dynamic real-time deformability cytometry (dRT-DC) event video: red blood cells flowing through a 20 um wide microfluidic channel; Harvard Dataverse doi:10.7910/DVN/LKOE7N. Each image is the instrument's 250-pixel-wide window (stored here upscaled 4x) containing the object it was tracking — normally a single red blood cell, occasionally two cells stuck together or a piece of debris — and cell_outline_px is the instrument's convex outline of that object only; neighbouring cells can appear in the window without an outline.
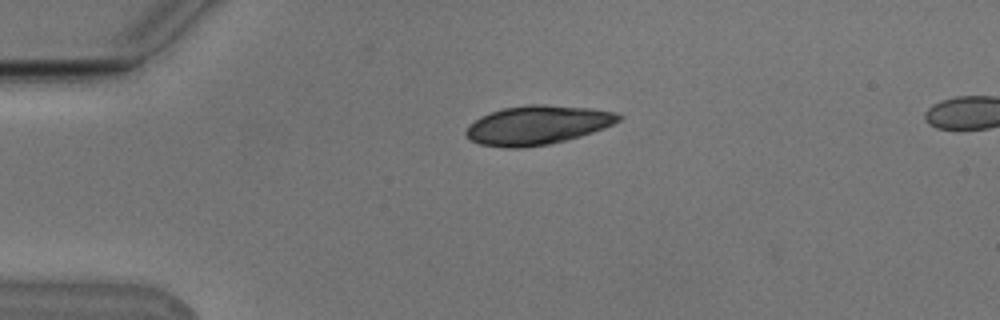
{"species": "Egyptian fruit bat (a non-hibernating species)", "species_latin": "Rousettus aegyptiacus", "temperature_condition": "cold", "stored_images_in_passage": 43, "camera_frame_rate_fps": 3000, "um_per_image_px": 0.085, "animal": {"sex": "male"}, "frame": {"image": 1, "passage_image": 1, "time_ms": 0.0, "image_size_px": [1000, 320], "cell_outline_px": [[624, 116], [620, 120], [604, 128], [580, 136], [548, 144], [520, 148], [504, 148], [480, 144], [472, 140], [464, 132], [468, 124], [480, 116], [504, 108], [532, 104], [544, 104], [592, 108], [616, 112]], "centroid_in_image_um": [45.68, 10.62], "position_along_channel_um": 39.3, "area_um2": 34.62}}
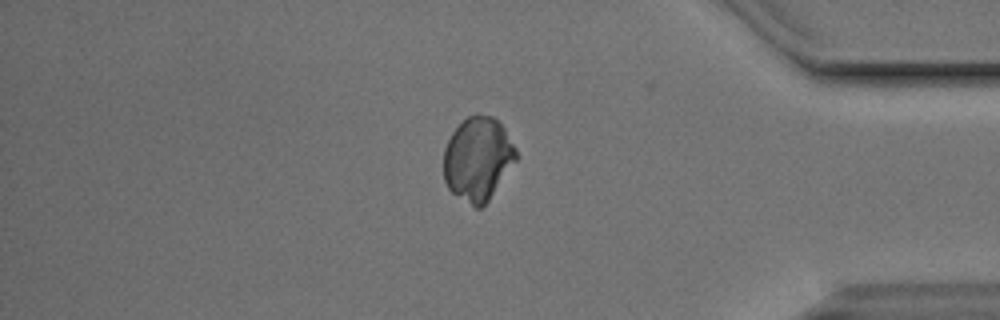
{"frame": {"image": 2, "passage_image": 34, "time_ms": 11.0, "image_size_px": [1000, 320], "cell_outline_px": [[516, 160], [488, 200], [480, 208], [476, 208], [452, 192], [448, 188], [444, 180], [444, 148], [452, 132], [468, 116], [476, 112], [492, 116], [504, 128], [516, 148]], "centroid_in_image_um": [40.6, 13.47], "position_along_channel_um": 394.6, "area_um2": 34.97}}
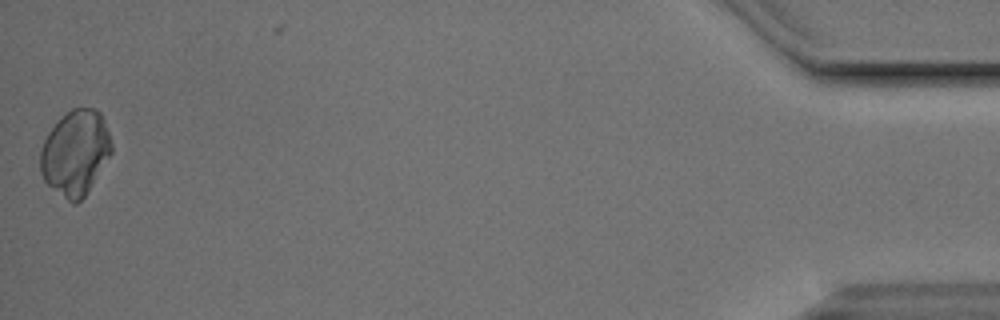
{"frame": {"image": 3, "passage_image": 42, "time_ms": 13.667, "image_size_px": [1000, 320], "cell_outline_px": [[112, 152], [84, 196], [76, 204], [72, 204], [48, 184], [44, 180], [40, 172], [40, 152], [44, 140], [48, 132], [72, 108], [96, 108], [100, 112], [104, 120], [112, 144]], "centroid_in_image_um": [6.4, 12.98], "position_along_channel_um": 428.8, "area_um2": 34.8}}